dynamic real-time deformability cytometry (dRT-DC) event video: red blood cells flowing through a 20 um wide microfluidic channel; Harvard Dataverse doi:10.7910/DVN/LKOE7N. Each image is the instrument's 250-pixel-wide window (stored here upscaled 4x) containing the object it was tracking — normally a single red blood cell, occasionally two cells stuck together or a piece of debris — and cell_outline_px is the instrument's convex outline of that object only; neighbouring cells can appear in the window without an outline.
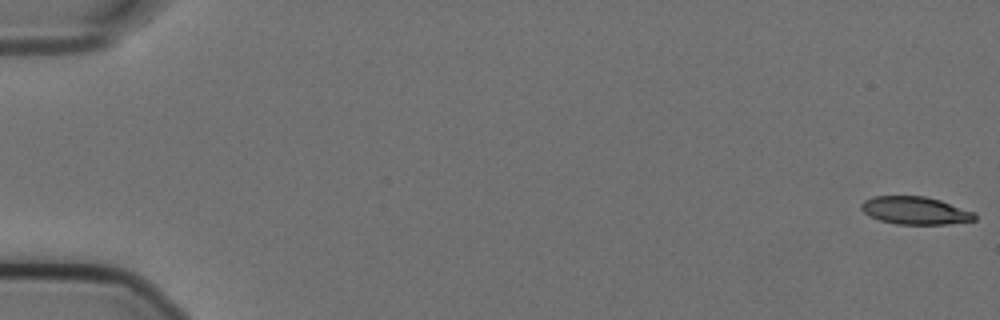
{"species": "Egyptian fruit bat (a non-hibernating species)", "species_latin": "Rousettus aegyptiacus", "temperature_condition": "cold", "stored_images_in_passage": 55, "camera_frame_rate_fps": 3000, "um_per_image_px": 0.085, "animal": {"sex": "female"}, "frame": {"image": 1, "passage_image": 1, "time_ms": 0.0, "image_size_px": [1000, 320], "cell_outline_px": [[976, 220], [948, 224], [896, 224], [880, 220], [868, 216], [860, 208], [860, 204], [864, 200], [872, 196], [924, 196], [940, 200], [976, 212]], "centroid_in_image_um": [77.79, 17.89], "position_along_channel_um": 7.2, "area_um2": 18.5}}
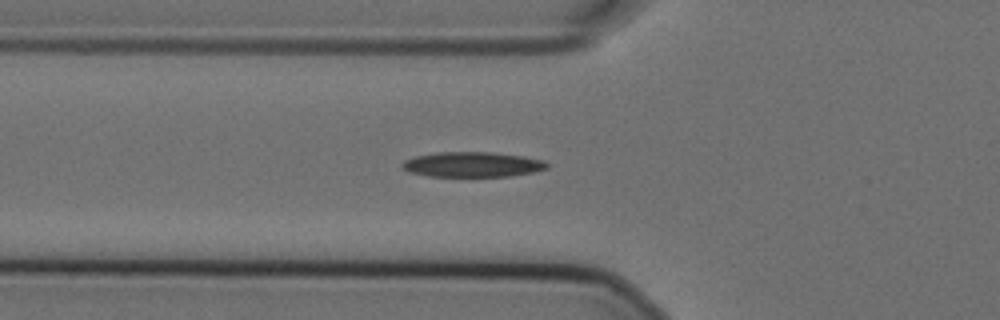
{"frame": {"image": 2, "passage_image": 21, "time_ms": 6.667, "image_size_px": [1000, 320], "cell_outline_px": [[548, 168], [532, 172], [508, 176], [428, 176], [408, 172], [400, 168], [400, 164], [404, 160], [416, 156], [436, 152], [492, 152], [524, 156], [544, 160], [548, 164]], "centroid_in_image_um": [40.11, 13.97], "position_along_channel_um": 85.7, "area_um2": 21.27}}
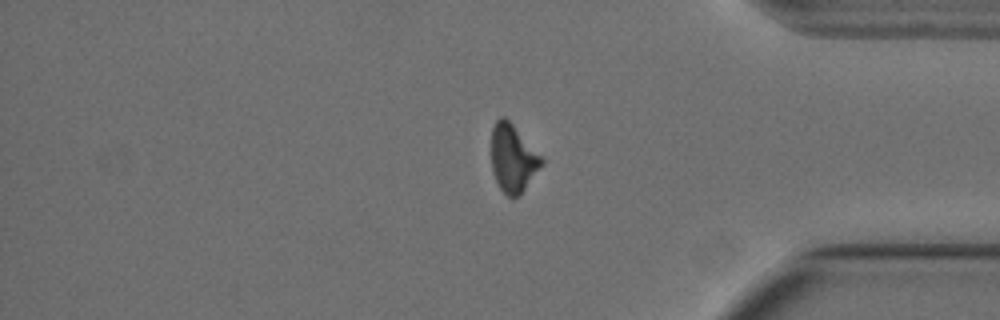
{"frame": {"image": 3, "passage_image": 48, "time_ms": 15.667, "image_size_px": [1000, 320], "cell_outline_px": [[544, 164], [524, 188], [516, 196], [508, 196], [500, 188], [492, 172], [492, 128], [496, 120], [500, 116], [504, 116], [512, 124], [544, 160]], "centroid_in_image_um": [43.58, 13.43], "position_along_channel_um": 391.6, "area_um2": 19.25}}